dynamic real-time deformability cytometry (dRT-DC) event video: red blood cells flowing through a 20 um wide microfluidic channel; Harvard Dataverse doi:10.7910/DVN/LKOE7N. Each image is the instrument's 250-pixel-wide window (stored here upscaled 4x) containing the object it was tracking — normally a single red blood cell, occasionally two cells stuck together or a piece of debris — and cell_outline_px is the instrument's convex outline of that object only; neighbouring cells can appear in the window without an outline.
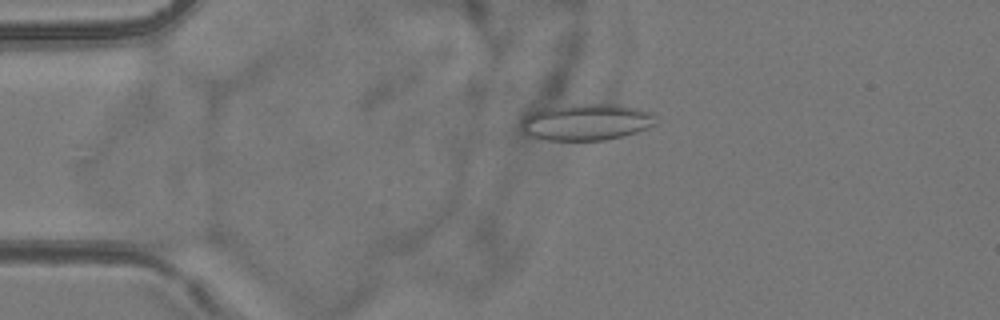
{"species": "common noctule bat (a hibernating species)", "species_latin": "Nyctalus noctula", "temperature_condition": "room temperature", "stored_images_in_passage": 5, "camera_frame_rate_fps": 3000, "um_per_image_px": 0.085, "animal": {"sex": "female", "body_mass_g": 24.6, "forearm_length_mm": 56.2}, "frame": {"image": 1, "passage_image": 4, "time_ms": 3.667, "image_size_px": [1000, 320], "cell_outline_px": [[656, 124], [636, 132], [624, 136], [604, 140], [544, 140], [532, 136], [524, 132], [520, 128], [520, 120], [528, 112], [548, 108], [572, 104], [608, 104], [636, 108], [652, 112]], "centroid_in_image_um": [49.78, 10.38], "position_along_channel_um": 35.2, "area_um2": 28.61}}